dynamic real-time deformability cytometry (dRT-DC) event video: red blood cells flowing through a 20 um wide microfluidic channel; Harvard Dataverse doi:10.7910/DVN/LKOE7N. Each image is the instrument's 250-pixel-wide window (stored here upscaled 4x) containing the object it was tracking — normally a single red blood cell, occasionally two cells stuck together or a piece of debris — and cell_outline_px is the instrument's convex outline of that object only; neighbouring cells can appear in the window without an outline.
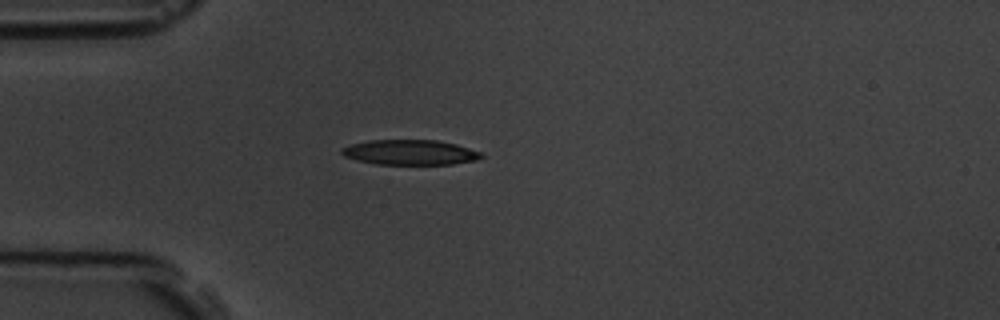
{"species": "common noctule bat (a hibernating species)", "species_latin": "Nyctalus noctula", "temperature_condition": "room temperature", "stored_images_in_passage": 2, "camera_frame_rate_fps": 3000, "um_per_image_px": 0.085, "animal": {"sex": "male", "body_mass_g": 19.5, "forearm_length_mm": 54.6}, "frame": {"image": 1, "passage_image": 1, "time_ms": 0.0, "image_size_px": [1000, 320], "cell_outline_px": [[484, 156], [476, 160], [452, 164], [376, 164], [356, 160], [344, 156], [340, 152], [340, 148], [352, 144], [368, 140], [436, 140], [456, 144], [480, 152]], "centroid_in_image_um": [34.82, 12.95], "position_along_channel_um": 50.2, "area_um2": 20.35}}